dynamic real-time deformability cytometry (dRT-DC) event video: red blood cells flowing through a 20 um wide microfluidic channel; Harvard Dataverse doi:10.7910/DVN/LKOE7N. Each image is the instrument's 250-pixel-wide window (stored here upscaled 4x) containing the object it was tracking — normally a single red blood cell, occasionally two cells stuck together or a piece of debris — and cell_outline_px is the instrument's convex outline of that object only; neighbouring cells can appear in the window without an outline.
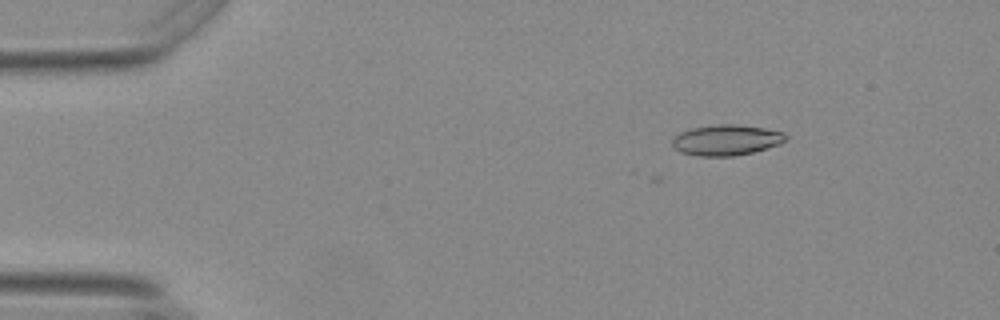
{"species": "Egyptian fruit bat (a non-hibernating species)", "species_latin": "Rousettus aegyptiacus", "temperature_condition": "warm", "stored_images_in_passage": 48, "camera_frame_rate_fps": 3000, "um_per_image_px": 0.085, "animal": {"sex": "female"}, "frame": {"image": 1, "passage_image": 1, "time_ms": 0.0, "image_size_px": [1000, 320], "cell_outline_px": [[788, 140], [780, 144], [752, 152], [732, 156], [696, 156], [680, 152], [672, 144], [672, 140], [680, 132], [692, 128], [716, 124], [736, 124], [764, 128], [784, 132], [788, 136]], "centroid_in_image_um": [61.76, 11.9], "position_along_channel_um": 23.2, "area_um2": 20.29}}
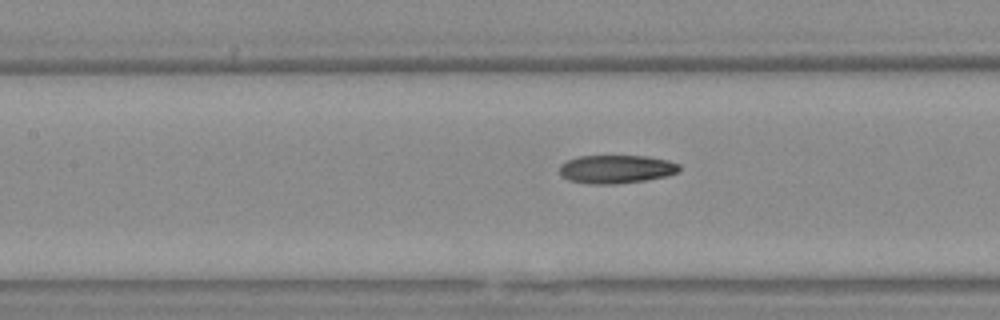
{"frame": {"image": 2, "passage_image": 18, "time_ms": 5.667, "image_size_px": [1000, 320], "cell_outline_px": [[680, 172], [668, 176], [644, 180], [616, 184], [588, 184], [568, 180], [560, 172], [560, 164], [576, 156], [648, 156], [668, 160], [680, 164]], "centroid_in_image_um": [52.41, 14.37], "position_along_channel_um": 155.0, "area_um2": 19.94}}
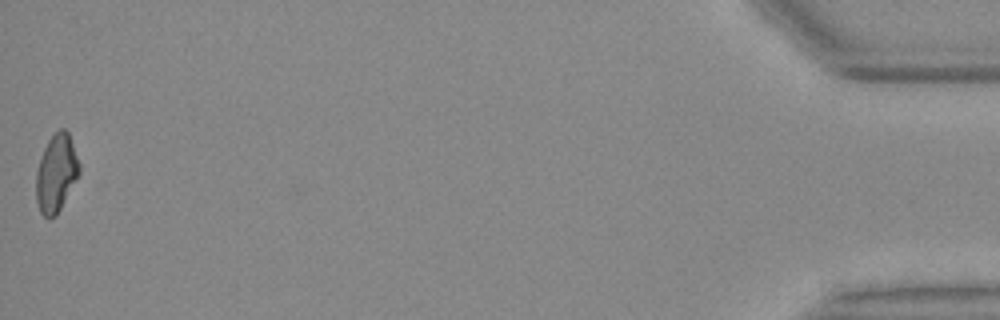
{"frame": {"image": 3, "passage_image": 48, "time_ms": 15.667, "image_size_px": [1000, 320], "cell_outline_px": [[80, 172], [76, 180], [56, 216], [48, 220], [40, 212], [36, 200], [36, 172], [44, 148], [48, 140], [60, 128], [64, 128], [68, 132], [80, 164]], "centroid_in_image_um": [4.78, 14.75], "position_along_channel_um": 430.4, "area_um2": 19.42}, "authors_computed_cell_mechanics": {"area_um2": 19.7965, "velocity_mm_per_s": 3.7183, "shape_relaxation_time_tau1_ms": null, "shape_relaxation_time_tau2_ms": 4.1347, "deformation_change_tau1": null, "deformation_change_tau2": 0.1107}}